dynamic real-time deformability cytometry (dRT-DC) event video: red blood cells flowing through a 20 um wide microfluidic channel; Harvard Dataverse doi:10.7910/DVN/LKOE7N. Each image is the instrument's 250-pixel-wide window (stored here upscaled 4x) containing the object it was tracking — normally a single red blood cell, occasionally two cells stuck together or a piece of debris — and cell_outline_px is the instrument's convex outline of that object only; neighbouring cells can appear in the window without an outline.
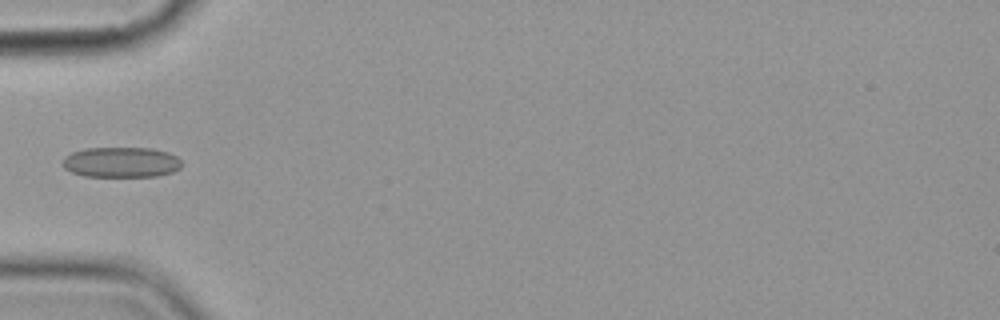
{"species": "common noctule bat (a hibernating species)", "species_latin": "Nyctalus noctula", "temperature_condition": "cold", "stored_images_in_passage": 4, "camera_frame_rate_fps": 3000, "um_per_image_px": 0.085, "animal": {"sex": "female", "body_mass_g": 19.9}, "frame": {"image": 1, "passage_image": 4, "time_ms": 3.667, "image_size_px": [1000, 320], "cell_outline_px": [[184, 164], [180, 168], [172, 172], [156, 176], [84, 176], [72, 172], [64, 168], [64, 156], [72, 152], [84, 148], [152, 148], [168, 152], [176, 156]], "centroid_in_image_um": [10.32, 13.78], "position_along_channel_um": 74.7, "area_um2": 21.1}}